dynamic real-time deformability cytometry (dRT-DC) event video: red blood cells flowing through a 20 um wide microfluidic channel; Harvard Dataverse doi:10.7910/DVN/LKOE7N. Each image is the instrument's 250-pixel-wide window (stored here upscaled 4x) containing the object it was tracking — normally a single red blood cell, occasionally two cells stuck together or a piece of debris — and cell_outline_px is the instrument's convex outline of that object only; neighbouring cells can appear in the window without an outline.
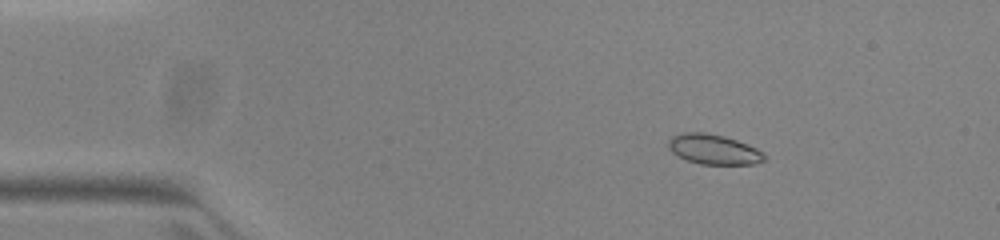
{"species": "common noctule bat (a hibernating species)", "species_latin": "Nyctalus noctula", "temperature_condition": "warm", "stored_images_in_passage": 45, "camera_frame_rate_fps": 3000, "um_per_image_px": 0.085, "animal": {"sex": "female", "body_mass_g": 23.0, "forearm_length_mm": 53.4}, "frame": {"image": 1, "passage_image": 1, "time_ms": 0.0, "image_size_px": [1000, 240], "cell_outline_px": [[764, 160], [756, 164], [700, 164], [688, 160], [672, 152], [668, 148], [668, 140], [672, 136], [680, 132], [704, 132], [724, 136], [736, 140], [756, 148], [764, 152]], "centroid_in_image_um": [60.64, 12.68], "position_along_channel_um": 24.4, "area_um2": 16.7}}
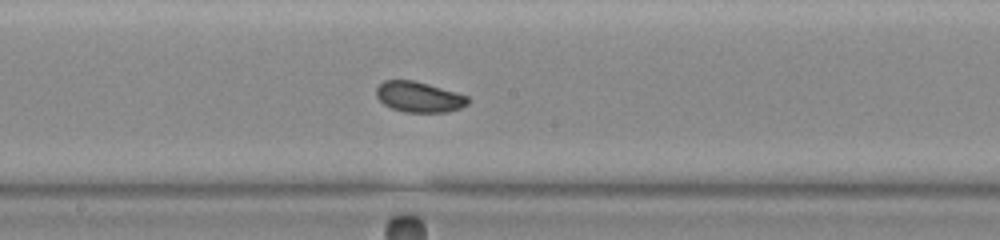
{"frame": {"image": 2, "passage_image": 21, "time_ms": 6.667, "image_size_px": [1000, 240], "cell_outline_px": [[468, 104], [460, 108], [448, 112], [404, 112], [392, 108], [384, 104], [376, 96], [376, 88], [384, 80], [412, 80], [428, 84], [468, 96]], "centroid_in_image_um": [35.6, 8.24], "position_along_channel_um": 212.6, "area_um2": 16.18}}
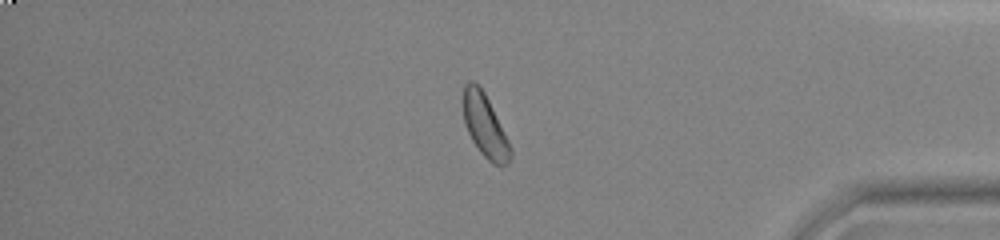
{"frame": {"image": 3, "passage_image": 37, "time_ms": 12.0, "image_size_px": [1000, 240], "cell_outline_px": [[512, 156], [508, 164], [500, 168], [492, 164], [480, 152], [472, 140], [464, 124], [460, 104], [464, 84], [468, 80], [472, 80], [484, 92], [512, 148]], "centroid_in_image_um": [41.17, 10.69], "position_along_channel_um": 394.0, "area_um2": 17.74}, "authors_computed_cell_mechanics": {"area_um2": 16.9932, "velocity_mm_per_s": 3.9461, "shape_relaxation_time_tau1_ms": 1.1743, "shape_relaxation_time_tau2_ms": null, "deformation_change_tau1": 0.054, "deformation_change_tau2": null}}